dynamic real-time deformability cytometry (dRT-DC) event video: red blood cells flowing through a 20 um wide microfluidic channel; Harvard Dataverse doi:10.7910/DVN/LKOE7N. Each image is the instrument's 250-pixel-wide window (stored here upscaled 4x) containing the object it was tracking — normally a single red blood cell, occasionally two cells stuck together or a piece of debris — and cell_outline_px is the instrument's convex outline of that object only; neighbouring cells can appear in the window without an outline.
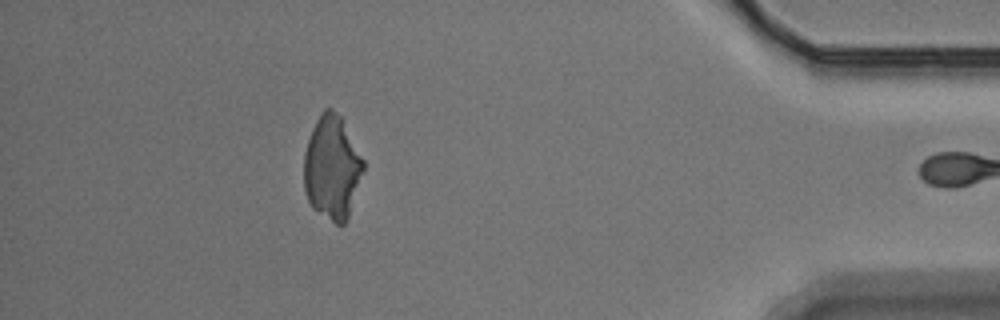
{"species": "Egyptian fruit bat (a non-hibernating species)", "species_latin": "Rousettus aegyptiacus", "temperature_condition": "warm", "stored_images_in_passage": 45, "camera_frame_rate_fps": 3000, "um_per_image_px": 0.085, "animal": {"sex": "male"}, "frame": {"image": 1, "passage_image": 44, "time_ms": 14.333, "image_size_px": [1000, 320], "cell_outline_px": [[364, 168], [348, 216], [344, 224], [336, 224], [312, 208], [308, 200], [304, 188], [304, 152], [312, 128], [316, 120], [324, 108], [332, 108], [340, 116], [364, 160]], "centroid_in_image_um": [28.2, 14.23], "position_along_channel_um": 407.0, "area_um2": 35.55}}